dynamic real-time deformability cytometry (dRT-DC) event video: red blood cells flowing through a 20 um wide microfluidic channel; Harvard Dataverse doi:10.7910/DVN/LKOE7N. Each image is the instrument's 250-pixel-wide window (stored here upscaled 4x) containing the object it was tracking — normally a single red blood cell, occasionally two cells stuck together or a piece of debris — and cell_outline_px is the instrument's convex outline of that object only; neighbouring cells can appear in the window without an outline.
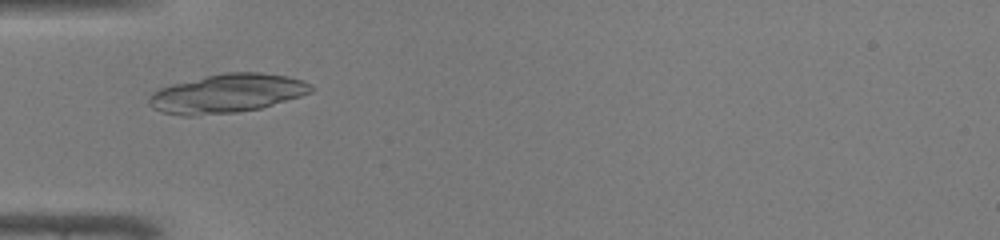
{"species": "common noctule bat (a hibernating species)", "species_latin": "Nyctalus noctula", "temperature_condition": "warm", "stored_images_in_passage": 44, "camera_frame_rate_fps": 3000, "um_per_image_px": 0.085, "animal": {"sex": "male", "body_mass_g": 19.0, "forearm_length_mm": 50.8}, "frame": {"image": 1, "passage_image": 13, "time_ms": 4.0, "image_size_px": [1000, 240], "cell_outline_px": [[316, 88], [312, 92], [300, 96], [260, 108], [236, 112], [196, 116], [184, 116], [160, 112], [152, 108], [148, 104], [148, 100], [152, 92], [160, 88], [172, 84], [208, 76], [228, 72], [260, 72], [288, 76], [304, 80], [312, 84]], "centroid_in_image_um": [19.31, 7.95], "position_along_channel_um": 65.7, "area_um2": 36.7}}
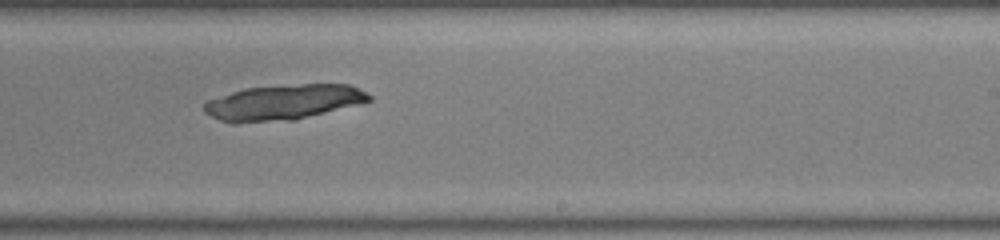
{"frame": {"image": 2, "passage_image": 27, "time_ms": 8.667, "image_size_px": [1000, 240], "cell_outline_px": [[372, 100], [296, 120], [236, 124], [232, 124], [220, 120], [204, 112], [204, 104], [208, 100], [244, 88], [304, 84], [352, 84], [372, 96]], "centroid_in_image_um": [24.07, 8.71], "position_along_channel_um": 264.9, "area_um2": 34.04}}
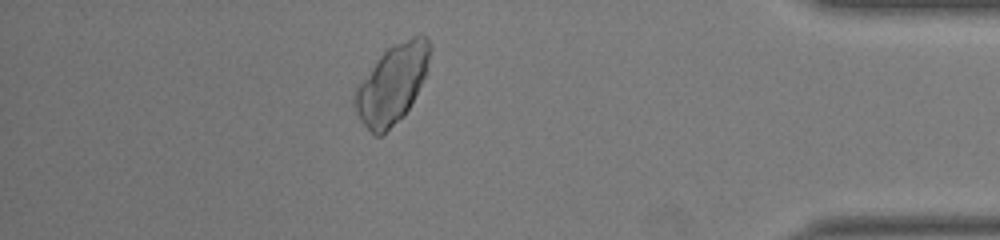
{"frame": {"image": 3, "passage_image": 39, "time_ms": 12.667, "image_size_px": [1000, 240], "cell_outline_px": [[432, 48], [424, 76], [404, 116], [380, 136], [376, 136], [360, 120], [356, 112], [352, 100], [352, 96], [356, 84], [380, 56], [392, 44], [420, 32], [428, 36], [432, 44]], "centroid_in_image_um": [33.31, 7.08], "position_along_channel_um": 401.9, "area_um2": 34.56}}